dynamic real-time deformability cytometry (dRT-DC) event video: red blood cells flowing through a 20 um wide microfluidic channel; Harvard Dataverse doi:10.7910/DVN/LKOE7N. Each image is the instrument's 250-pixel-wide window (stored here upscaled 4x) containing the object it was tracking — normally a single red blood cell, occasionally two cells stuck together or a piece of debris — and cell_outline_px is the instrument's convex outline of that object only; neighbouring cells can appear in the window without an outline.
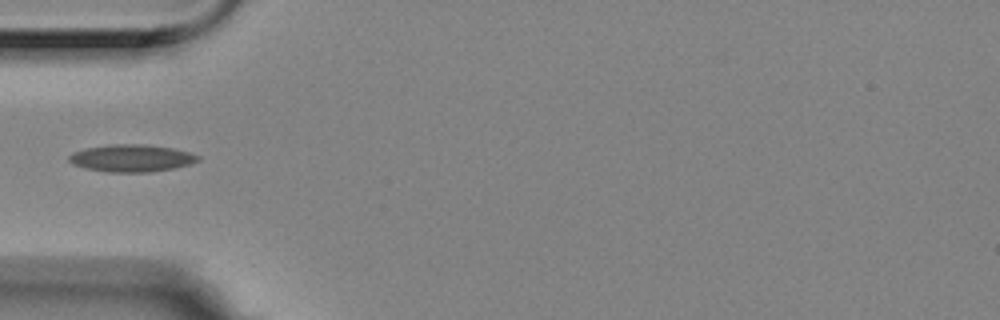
{"species": "Egyptian fruit bat (a non-hibernating species)", "species_latin": "Rousettus aegyptiacus", "temperature_condition": "room temperature", "stored_images_in_passage": 1, "camera_frame_rate_fps": 3000, "um_per_image_px": 0.085, "animal": {"sex": "female"}, "frame": {"image": 1, "passage_image": 1, "time_ms": 0.0, "image_size_px": [1000, 320], "cell_outline_px": [[200, 160], [188, 164], [172, 168], [148, 172], [112, 172], [88, 168], [72, 164], [68, 160], [68, 156], [72, 152], [84, 148], [108, 144], [144, 144], [172, 148], [188, 152], [200, 156]], "centroid_in_image_um": [11.14, 13.43], "position_along_channel_um": 73.9, "area_um2": 20.35}}